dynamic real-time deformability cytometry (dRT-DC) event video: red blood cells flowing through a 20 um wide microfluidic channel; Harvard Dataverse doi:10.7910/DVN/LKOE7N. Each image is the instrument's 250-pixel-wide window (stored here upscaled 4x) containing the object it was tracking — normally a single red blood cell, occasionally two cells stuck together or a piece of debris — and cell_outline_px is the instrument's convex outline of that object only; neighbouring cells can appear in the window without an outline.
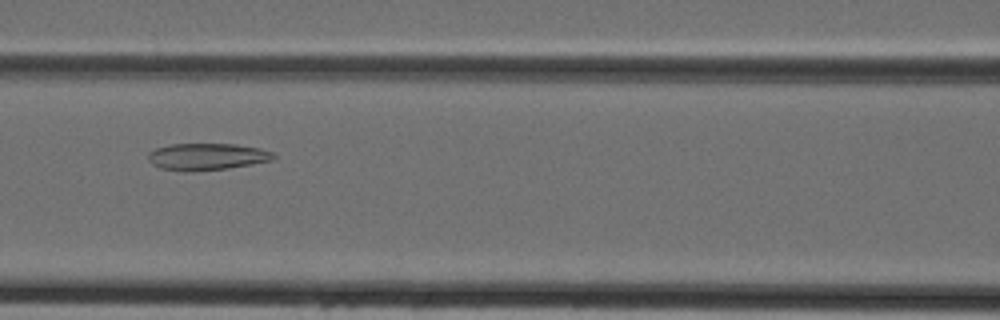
{"species": "Egyptian fruit bat (a non-hibernating species)", "species_latin": "Rousettus aegyptiacus", "temperature_condition": "cold", "stored_images_in_passage": 46, "camera_frame_rate_fps": 3000, "um_per_image_px": 0.085, "animal": {"sex": "female"}, "frame": {"image": 1, "passage_image": 21, "time_ms": 6.667, "image_size_px": [1000, 320], "cell_outline_px": [[276, 156], [272, 160], [252, 164], [228, 168], [192, 172], [180, 172], [160, 168], [152, 164], [148, 160], [148, 152], [156, 148], [172, 144], [236, 144], [260, 148], [272, 152]], "centroid_in_image_um": [17.56, 13.33], "position_along_channel_um": 149.0, "area_um2": 19.83}}
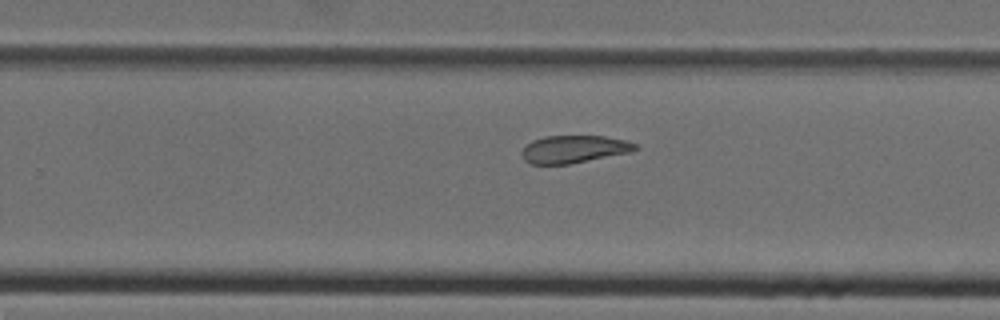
{"frame": {"image": 2, "passage_image": 30, "time_ms": 9.667, "image_size_px": [1000, 320], "cell_outline_px": [[640, 148], [632, 152], [568, 164], [532, 164], [524, 160], [520, 152], [532, 140], [544, 136], [604, 136], [624, 140], [636, 144]], "centroid_in_image_um": [48.79, 12.68], "position_along_channel_um": 281.0, "area_um2": 18.21}}
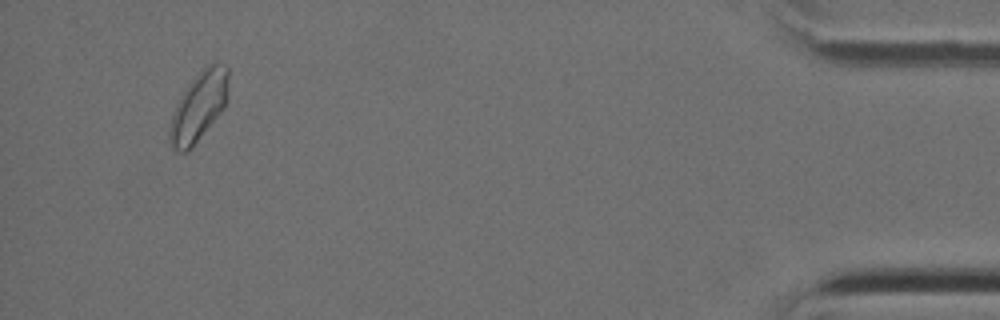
{"frame": {"image": 3, "passage_image": 44, "time_ms": 14.333, "image_size_px": [1000, 320], "cell_outline_px": [[228, 80], [224, 104], [220, 112], [192, 148], [188, 152], [176, 152], [172, 148], [168, 140], [168, 132], [172, 116], [176, 104], [180, 96], [188, 84], [204, 64], [216, 60], [228, 64]], "centroid_in_image_um": [16.87, 9.01], "position_along_channel_um": 418.3, "area_um2": 23.93}}